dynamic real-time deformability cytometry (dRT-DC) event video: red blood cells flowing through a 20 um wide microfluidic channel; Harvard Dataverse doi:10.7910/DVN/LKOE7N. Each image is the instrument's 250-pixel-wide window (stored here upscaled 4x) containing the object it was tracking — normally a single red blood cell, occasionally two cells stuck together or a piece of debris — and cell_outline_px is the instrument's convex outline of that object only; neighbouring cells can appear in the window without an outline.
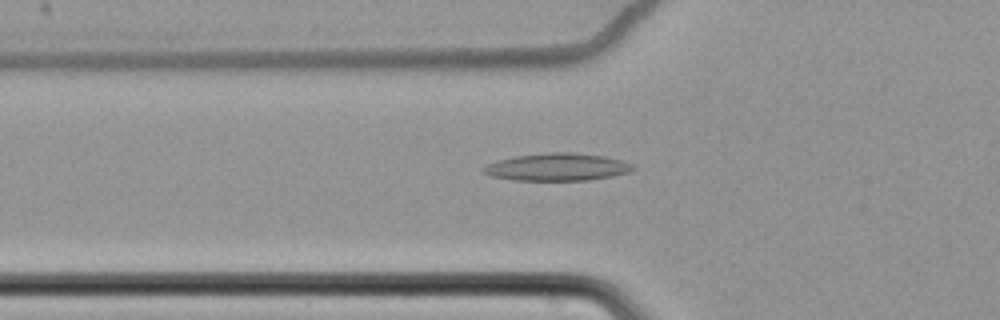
{"species": "common noctule bat (a hibernating species)", "species_latin": "Nyctalus noctula", "temperature_condition": "cold", "stored_images_in_passage": 41, "camera_frame_rate_fps": 3000, "um_per_image_px": 0.085, "animal": {"sex": "female", "body_mass_g": 22.7, "forearm_length_mm": 54.2}, "frame": {"image": 1, "passage_image": 3, "time_ms": 0.667, "image_size_px": [1000, 320], "cell_outline_px": [[636, 168], [628, 172], [612, 176], [588, 180], [512, 180], [492, 176], [480, 172], [480, 168], [496, 160], [516, 156], [552, 152], [568, 152], [604, 156], [624, 160], [632, 164]], "centroid_in_image_um": [47.34, 14.2], "position_along_channel_um": 78.5, "area_um2": 23.99}}
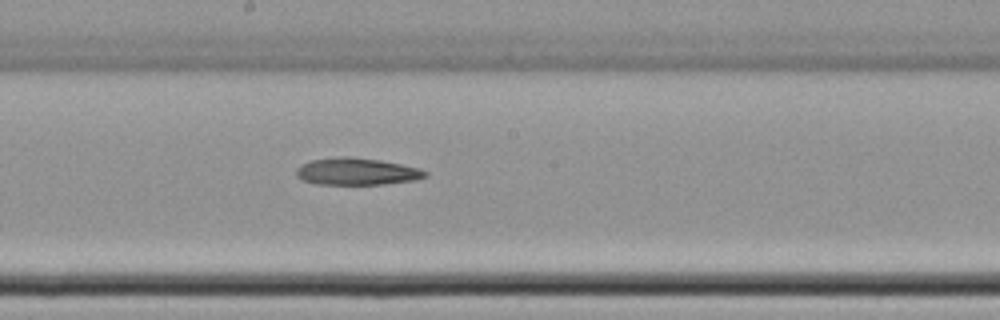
{"frame": {"image": 2, "passage_image": 15, "time_ms": 4.667, "image_size_px": [1000, 320], "cell_outline_px": [[428, 176], [416, 180], [384, 184], [316, 184], [304, 180], [296, 176], [296, 168], [300, 164], [312, 160], [340, 156], [352, 156], [380, 160], [420, 168], [428, 172]], "centroid_in_image_um": [30.33, 14.57], "position_along_channel_um": 217.9, "area_um2": 20.46}}
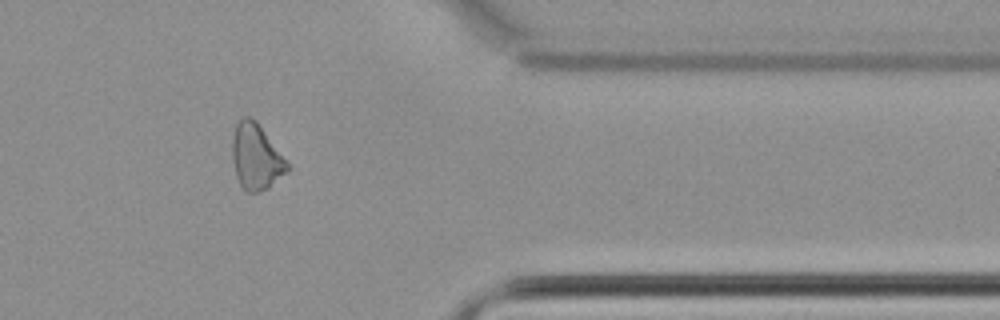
{"frame": {"image": 3, "passage_image": 31, "time_ms": 10.0, "image_size_px": [1000, 320], "cell_outline_px": [[292, 168], [288, 172], [268, 188], [256, 192], [244, 192], [236, 176], [232, 160], [232, 140], [236, 124], [244, 116], [248, 116], [256, 120]], "centroid_in_image_um": [21.77, 13.35], "position_along_channel_um": 389.6, "area_um2": 21.15}}